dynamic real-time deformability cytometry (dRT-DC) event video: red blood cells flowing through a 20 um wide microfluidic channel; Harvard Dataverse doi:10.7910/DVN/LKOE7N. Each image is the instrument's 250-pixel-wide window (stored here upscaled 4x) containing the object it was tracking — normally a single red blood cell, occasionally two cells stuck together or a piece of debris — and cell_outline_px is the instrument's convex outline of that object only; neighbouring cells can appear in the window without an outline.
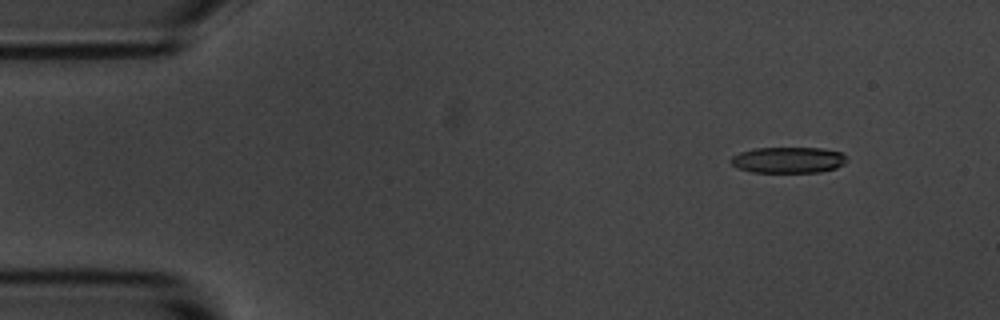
{"species": "common noctule bat (a hibernating species)", "species_latin": "Nyctalus noctula", "temperature_condition": "room temperature", "stored_images_in_passage": 5, "camera_frame_rate_fps": 3000, "um_per_image_px": 0.085, "animal": {"sex": "male", "body_mass_g": 20.1, "forearm_length_mm": 53.5}, "frame": {"image": 1, "passage_image": 2, "time_ms": 1.333, "image_size_px": [1000, 320], "cell_outline_px": [[848, 160], [844, 164], [836, 168], [820, 172], [752, 172], [740, 168], [732, 164], [728, 160], [732, 156], [740, 152], [756, 148], [820, 148], [840, 152], [848, 156]], "centroid_in_image_um": [67.03, 13.6], "position_along_channel_um": 18.0, "area_um2": 17.63}}
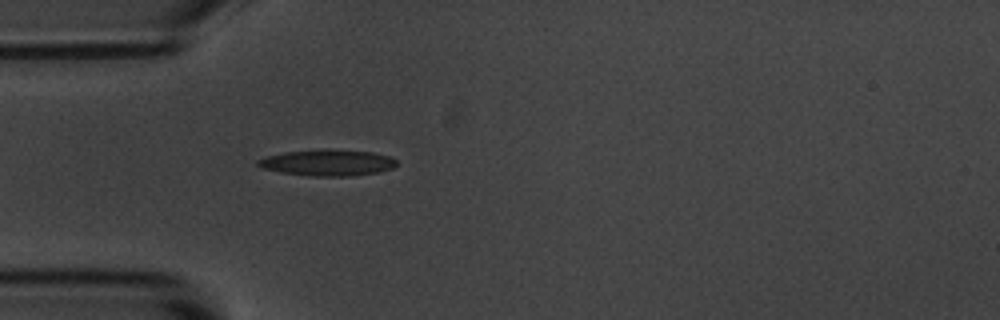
{"frame": {"image": 2, "passage_image": 5, "time_ms": 4.667, "image_size_px": [1000, 320], "cell_outline_px": [[396, 164], [392, 168], [376, 172], [348, 176], [312, 176], [280, 172], [264, 168], [256, 164], [256, 160], [264, 156], [284, 152], [324, 148], [332, 148], [372, 152], [388, 156], [396, 160]], "centroid_in_image_um": [27.8, 13.8], "position_along_channel_um": 57.2, "area_um2": 21.33}}